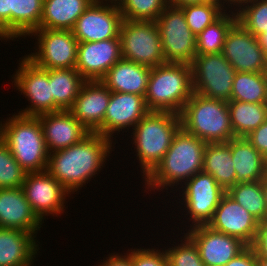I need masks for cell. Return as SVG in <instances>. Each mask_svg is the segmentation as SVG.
I'll list each match as a JSON object with an SVG mask.
<instances>
[{"mask_svg": "<svg viewBox=\"0 0 267 266\" xmlns=\"http://www.w3.org/2000/svg\"><path fill=\"white\" fill-rule=\"evenodd\" d=\"M231 157L236 171V183L261 180L267 170V159L246 137L231 140Z\"/></svg>", "mask_w": 267, "mask_h": 266, "instance_id": "cell-25", "label": "cell"}, {"mask_svg": "<svg viewBox=\"0 0 267 266\" xmlns=\"http://www.w3.org/2000/svg\"><path fill=\"white\" fill-rule=\"evenodd\" d=\"M204 2H206V0H168L169 5L176 8H182L193 4H202Z\"/></svg>", "mask_w": 267, "mask_h": 266, "instance_id": "cell-45", "label": "cell"}, {"mask_svg": "<svg viewBox=\"0 0 267 266\" xmlns=\"http://www.w3.org/2000/svg\"><path fill=\"white\" fill-rule=\"evenodd\" d=\"M0 124V138L21 167L28 172L47 170L49 152L38 117L21 114Z\"/></svg>", "mask_w": 267, "mask_h": 266, "instance_id": "cell-5", "label": "cell"}, {"mask_svg": "<svg viewBox=\"0 0 267 266\" xmlns=\"http://www.w3.org/2000/svg\"><path fill=\"white\" fill-rule=\"evenodd\" d=\"M42 128L48 152L65 149L79 143L91 132L69 110L37 116Z\"/></svg>", "mask_w": 267, "mask_h": 266, "instance_id": "cell-20", "label": "cell"}, {"mask_svg": "<svg viewBox=\"0 0 267 266\" xmlns=\"http://www.w3.org/2000/svg\"><path fill=\"white\" fill-rule=\"evenodd\" d=\"M42 221L34 213L20 188L0 189V227L35 234ZM40 226V227H39Z\"/></svg>", "mask_w": 267, "mask_h": 266, "instance_id": "cell-22", "label": "cell"}, {"mask_svg": "<svg viewBox=\"0 0 267 266\" xmlns=\"http://www.w3.org/2000/svg\"><path fill=\"white\" fill-rule=\"evenodd\" d=\"M246 138L267 159V119Z\"/></svg>", "mask_w": 267, "mask_h": 266, "instance_id": "cell-42", "label": "cell"}, {"mask_svg": "<svg viewBox=\"0 0 267 266\" xmlns=\"http://www.w3.org/2000/svg\"><path fill=\"white\" fill-rule=\"evenodd\" d=\"M121 58L120 38L79 42L75 68L86 81L101 80Z\"/></svg>", "mask_w": 267, "mask_h": 266, "instance_id": "cell-18", "label": "cell"}, {"mask_svg": "<svg viewBox=\"0 0 267 266\" xmlns=\"http://www.w3.org/2000/svg\"><path fill=\"white\" fill-rule=\"evenodd\" d=\"M111 91L100 81H85L69 111L91 133L104 136V116Z\"/></svg>", "mask_w": 267, "mask_h": 266, "instance_id": "cell-17", "label": "cell"}, {"mask_svg": "<svg viewBox=\"0 0 267 266\" xmlns=\"http://www.w3.org/2000/svg\"><path fill=\"white\" fill-rule=\"evenodd\" d=\"M43 0H13L11 10V39L30 35L39 29Z\"/></svg>", "mask_w": 267, "mask_h": 266, "instance_id": "cell-31", "label": "cell"}, {"mask_svg": "<svg viewBox=\"0 0 267 266\" xmlns=\"http://www.w3.org/2000/svg\"><path fill=\"white\" fill-rule=\"evenodd\" d=\"M22 189L34 213L42 221L43 216L60 214L68 191L47 171L28 172Z\"/></svg>", "mask_w": 267, "mask_h": 266, "instance_id": "cell-15", "label": "cell"}, {"mask_svg": "<svg viewBox=\"0 0 267 266\" xmlns=\"http://www.w3.org/2000/svg\"><path fill=\"white\" fill-rule=\"evenodd\" d=\"M49 81L51 82V95L55 101L56 112L69 110L72 107L86 80L74 67L49 69Z\"/></svg>", "mask_w": 267, "mask_h": 266, "instance_id": "cell-28", "label": "cell"}, {"mask_svg": "<svg viewBox=\"0 0 267 266\" xmlns=\"http://www.w3.org/2000/svg\"><path fill=\"white\" fill-rule=\"evenodd\" d=\"M226 193L244 207L258 221L267 218V206L261 180L236 183Z\"/></svg>", "mask_w": 267, "mask_h": 266, "instance_id": "cell-33", "label": "cell"}, {"mask_svg": "<svg viewBox=\"0 0 267 266\" xmlns=\"http://www.w3.org/2000/svg\"><path fill=\"white\" fill-rule=\"evenodd\" d=\"M180 128L179 114L158 111H150L134 126L133 144L145 178L162 161Z\"/></svg>", "mask_w": 267, "mask_h": 266, "instance_id": "cell-6", "label": "cell"}, {"mask_svg": "<svg viewBox=\"0 0 267 266\" xmlns=\"http://www.w3.org/2000/svg\"><path fill=\"white\" fill-rule=\"evenodd\" d=\"M26 175L27 171L16 161L8 146L0 138V189L22 187Z\"/></svg>", "mask_w": 267, "mask_h": 266, "instance_id": "cell-37", "label": "cell"}, {"mask_svg": "<svg viewBox=\"0 0 267 266\" xmlns=\"http://www.w3.org/2000/svg\"><path fill=\"white\" fill-rule=\"evenodd\" d=\"M206 1H211V2H215V3H218L220 5H222L221 1L220 0H206ZM225 1V0H224Z\"/></svg>", "mask_w": 267, "mask_h": 266, "instance_id": "cell-51", "label": "cell"}, {"mask_svg": "<svg viewBox=\"0 0 267 266\" xmlns=\"http://www.w3.org/2000/svg\"><path fill=\"white\" fill-rule=\"evenodd\" d=\"M207 143L182 128L174 135L171 146L162 161L145 178L153 190L187 181L203 170L204 150Z\"/></svg>", "mask_w": 267, "mask_h": 266, "instance_id": "cell-2", "label": "cell"}, {"mask_svg": "<svg viewBox=\"0 0 267 266\" xmlns=\"http://www.w3.org/2000/svg\"><path fill=\"white\" fill-rule=\"evenodd\" d=\"M149 112L144 96L111 92L104 116V137L111 139L114 131L119 132L123 128L134 127Z\"/></svg>", "mask_w": 267, "mask_h": 266, "instance_id": "cell-21", "label": "cell"}, {"mask_svg": "<svg viewBox=\"0 0 267 266\" xmlns=\"http://www.w3.org/2000/svg\"><path fill=\"white\" fill-rule=\"evenodd\" d=\"M258 223L252 214L225 193L207 225L215 231L237 237L250 246L257 234Z\"/></svg>", "mask_w": 267, "mask_h": 266, "instance_id": "cell-19", "label": "cell"}, {"mask_svg": "<svg viewBox=\"0 0 267 266\" xmlns=\"http://www.w3.org/2000/svg\"><path fill=\"white\" fill-rule=\"evenodd\" d=\"M164 252L155 249H131L132 266H169L167 254Z\"/></svg>", "mask_w": 267, "mask_h": 266, "instance_id": "cell-39", "label": "cell"}, {"mask_svg": "<svg viewBox=\"0 0 267 266\" xmlns=\"http://www.w3.org/2000/svg\"><path fill=\"white\" fill-rule=\"evenodd\" d=\"M156 24L165 61L190 64L196 56V36L189 29L183 11L169 5Z\"/></svg>", "mask_w": 267, "mask_h": 266, "instance_id": "cell-9", "label": "cell"}, {"mask_svg": "<svg viewBox=\"0 0 267 266\" xmlns=\"http://www.w3.org/2000/svg\"><path fill=\"white\" fill-rule=\"evenodd\" d=\"M33 236L19 229L0 227V266H31L38 251Z\"/></svg>", "mask_w": 267, "mask_h": 266, "instance_id": "cell-24", "label": "cell"}, {"mask_svg": "<svg viewBox=\"0 0 267 266\" xmlns=\"http://www.w3.org/2000/svg\"><path fill=\"white\" fill-rule=\"evenodd\" d=\"M250 247L259 259H267V218L259 221L257 234Z\"/></svg>", "mask_w": 267, "mask_h": 266, "instance_id": "cell-40", "label": "cell"}, {"mask_svg": "<svg viewBox=\"0 0 267 266\" xmlns=\"http://www.w3.org/2000/svg\"><path fill=\"white\" fill-rule=\"evenodd\" d=\"M119 37L122 58L151 68L166 63L156 21L123 20Z\"/></svg>", "mask_w": 267, "mask_h": 266, "instance_id": "cell-7", "label": "cell"}, {"mask_svg": "<svg viewBox=\"0 0 267 266\" xmlns=\"http://www.w3.org/2000/svg\"><path fill=\"white\" fill-rule=\"evenodd\" d=\"M14 75L15 86L31 101L28 107L18 114L24 116H39L41 114L55 112V101L51 95V82L49 81V69L36 66L27 57L21 61L20 67Z\"/></svg>", "mask_w": 267, "mask_h": 266, "instance_id": "cell-13", "label": "cell"}, {"mask_svg": "<svg viewBox=\"0 0 267 266\" xmlns=\"http://www.w3.org/2000/svg\"><path fill=\"white\" fill-rule=\"evenodd\" d=\"M185 206L193 219V226L207 225L214 216L222 196L226 193L211 174L196 173L185 182Z\"/></svg>", "mask_w": 267, "mask_h": 266, "instance_id": "cell-14", "label": "cell"}, {"mask_svg": "<svg viewBox=\"0 0 267 266\" xmlns=\"http://www.w3.org/2000/svg\"><path fill=\"white\" fill-rule=\"evenodd\" d=\"M111 147L110 138L90 133L79 143L52 152L53 154L50 152L47 171L69 193L77 191L99 172Z\"/></svg>", "mask_w": 267, "mask_h": 266, "instance_id": "cell-1", "label": "cell"}, {"mask_svg": "<svg viewBox=\"0 0 267 266\" xmlns=\"http://www.w3.org/2000/svg\"><path fill=\"white\" fill-rule=\"evenodd\" d=\"M185 242L181 246L165 250L169 266H205L200 258L199 250L194 240L185 234Z\"/></svg>", "mask_w": 267, "mask_h": 266, "instance_id": "cell-38", "label": "cell"}, {"mask_svg": "<svg viewBox=\"0 0 267 266\" xmlns=\"http://www.w3.org/2000/svg\"><path fill=\"white\" fill-rule=\"evenodd\" d=\"M222 5L206 1L202 4L187 5L180 8L185 16L186 23L192 33L197 36L207 26L218 20L225 12Z\"/></svg>", "mask_w": 267, "mask_h": 266, "instance_id": "cell-35", "label": "cell"}, {"mask_svg": "<svg viewBox=\"0 0 267 266\" xmlns=\"http://www.w3.org/2000/svg\"><path fill=\"white\" fill-rule=\"evenodd\" d=\"M222 54L236 72H267L266 53L258 38L238 21L226 35Z\"/></svg>", "mask_w": 267, "mask_h": 266, "instance_id": "cell-12", "label": "cell"}, {"mask_svg": "<svg viewBox=\"0 0 267 266\" xmlns=\"http://www.w3.org/2000/svg\"><path fill=\"white\" fill-rule=\"evenodd\" d=\"M261 182L263 184V191H264L265 202H266V206H267V170L265 172L264 177L261 179Z\"/></svg>", "mask_w": 267, "mask_h": 266, "instance_id": "cell-46", "label": "cell"}, {"mask_svg": "<svg viewBox=\"0 0 267 266\" xmlns=\"http://www.w3.org/2000/svg\"><path fill=\"white\" fill-rule=\"evenodd\" d=\"M202 171L211 174L226 191L236 184V171L231 157V140L226 143H207Z\"/></svg>", "mask_w": 267, "mask_h": 266, "instance_id": "cell-27", "label": "cell"}, {"mask_svg": "<svg viewBox=\"0 0 267 266\" xmlns=\"http://www.w3.org/2000/svg\"><path fill=\"white\" fill-rule=\"evenodd\" d=\"M150 73L151 67L121 58L100 81L111 92L145 96Z\"/></svg>", "mask_w": 267, "mask_h": 266, "instance_id": "cell-23", "label": "cell"}, {"mask_svg": "<svg viewBox=\"0 0 267 266\" xmlns=\"http://www.w3.org/2000/svg\"><path fill=\"white\" fill-rule=\"evenodd\" d=\"M226 2L228 1H230V4H239V6H240V4H241V6H242V4H244V3H247V2H250L251 0H225Z\"/></svg>", "mask_w": 267, "mask_h": 266, "instance_id": "cell-47", "label": "cell"}, {"mask_svg": "<svg viewBox=\"0 0 267 266\" xmlns=\"http://www.w3.org/2000/svg\"><path fill=\"white\" fill-rule=\"evenodd\" d=\"M187 234L196 243L205 266H225L248 247L239 238L215 231L208 225L193 226Z\"/></svg>", "mask_w": 267, "mask_h": 266, "instance_id": "cell-16", "label": "cell"}, {"mask_svg": "<svg viewBox=\"0 0 267 266\" xmlns=\"http://www.w3.org/2000/svg\"><path fill=\"white\" fill-rule=\"evenodd\" d=\"M257 38L258 41H267V32L260 34Z\"/></svg>", "mask_w": 267, "mask_h": 266, "instance_id": "cell-50", "label": "cell"}, {"mask_svg": "<svg viewBox=\"0 0 267 266\" xmlns=\"http://www.w3.org/2000/svg\"><path fill=\"white\" fill-rule=\"evenodd\" d=\"M225 266H257V256L253 249L248 246L237 257L231 259Z\"/></svg>", "mask_w": 267, "mask_h": 266, "instance_id": "cell-43", "label": "cell"}, {"mask_svg": "<svg viewBox=\"0 0 267 266\" xmlns=\"http://www.w3.org/2000/svg\"><path fill=\"white\" fill-rule=\"evenodd\" d=\"M235 137H246L267 119V103L228 102Z\"/></svg>", "mask_w": 267, "mask_h": 266, "instance_id": "cell-29", "label": "cell"}, {"mask_svg": "<svg viewBox=\"0 0 267 266\" xmlns=\"http://www.w3.org/2000/svg\"><path fill=\"white\" fill-rule=\"evenodd\" d=\"M94 0H43L39 29L72 30Z\"/></svg>", "mask_w": 267, "mask_h": 266, "instance_id": "cell-26", "label": "cell"}, {"mask_svg": "<svg viewBox=\"0 0 267 266\" xmlns=\"http://www.w3.org/2000/svg\"><path fill=\"white\" fill-rule=\"evenodd\" d=\"M190 67L194 93L207 98L231 101L236 71L222 53L196 55Z\"/></svg>", "mask_w": 267, "mask_h": 266, "instance_id": "cell-8", "label": "cell"}, {"mask_svg": "<svg viewBox=\"0 0 267 266\" xmlns=\"http://www.w3.org/2000/svg\"><path fill=\"white\" fill-rule=\"evenodd\" d=\"M102 2V3H101ZM114 4L102 5L104 2L94 0L84 13L77 19L73 35L78 42H96L120 38V27L123 17L115 1Z\"/></svg>", "mask_w": 267, "mask_h": 266, "instance_id": "cell-11", "label": "cell"}, {"mask_svg": "<svg viewBox=\"0 0 267 266\" xmlns=\"http://www.w3.org/2000/svg\"><path fill=\"white\" fill-rule=\"evenodd\" d=\"M234 14L224 13L196 36V55L222 53L226 35L237 22V14Z\"/></svg>", "mask_w": 267, "mask_h": 266, "instance_id": "cell-32", "label": "cell"}, {"mask_svg": "<svg viewBox=\"0 0 267 266\" xmlns=\"http://www.w3.org/2000/svg\"><path fill=\"white\" fill-rule=\"evenodd\" d=\"M193 93L190 64L166 62L151 68L144 97L150 111L180 114Z\"/></svg>", "mask_w": 267, "mask_h": 266, "instance_id": "cell-3", "label": "cell"}, {"mask_svg": "<svg viewBox=\"0 0 267 266\" xmlns=\"http://www.w3.org/2000/svg\"><path fill=\"white\" fill-rule=\"evenodd\" d=\"M257 266H267V259L257 258Z\"/></svg>", "mask_w": 267, "mask_h": 266, "instance_id": "cell-49", "label": "cell"}, {"mask_svg": "<svg viewBox=\"0 0 267 266\" xmlns=\"http://www.w3.org/2000/svg\"><path fill=\"white\" fill-rule=\"evenodd\" d=\"M123 20L156 21L169 6L168 0H117Z\"/></svg>", "mask_w": 267, "mask_h": 266, "instance_id": "cell-34", "label": "cell"}, {"mask_svg": "<svg viewBox=\"0 0 267 266\" xmlns=\"http://www.w3.org/2000/svg\"><path fill=\"white\" fill-rule=\"evenodd\" d=\"M39 51L26 56L42 69L74 68L77 63L78 40L72 30L36 29Z\"/></svg>", "mask_w": 267, "mask_h": 266, "instance_id": "cell-10", "label": "cell"}, {"mask_svg": "<svg viewBox=\"0 0 267 266\" xmlns=\"http://www.w3.org/2000/svg\"><path fill=\"white\" fill-rule=\"evenodd\" d=\"M246 4L247 6L236 12L237 21L249 33L258 37L267 32V0H251Z\"/></svg>", "mask_w": 267, "mask_h": 266, "instance_id": "cell-36", "label": "cell"}, {"mask_svg": "<svg viewBox=\"0 0 267 266\" xmlns=\"http://www.w3.org/2000/svg\"><path fill=\"white\" fill-rule=\"evenodd\" d=\"M231 100L247 103H267V72H236Z\"/></svg>", "mask_w": 267, "mask_h": 266, "instance_id": "cell-30", "label": "cell"}, {"mask_svg": "<svg viewBox=\"0 0 267 266\" xmlns=\"http://www.w3.org/2000/svg\"><path fill=\"white\" fill-rule=\"evenodd\" d=\"M259 44L266 53V61H267V41H259Z\"/></svg>", "mask_w": 267, "mask_h": 266, "instance_id": "cell-48", "label": "cell"}, {"mask_svg": "<svg viewBox=\"0 0 267 266\" xmlns=\"http://www.w3.org/2000/svg\"><path fill=\"white\" fill-rule=\"evenodd\" d=\"M179 116L181 128L205 143H226L235 138L226 101L193 93Z\"/></svg>", "mask_w": 267, "mask_h": 266, "instance_id": "cell-4", "label": "cell"}, {"mask_svg": "<svg viewBox=\"0 0 267 266\" xmlns=\"http://www.w3.org/2000/svg\"><path fill=\"white\" fill-rule=\"evenodd\" d=\"M101 265L102 266H132L131 263V253L125 256H119L118 254L108 257Z\"/></svg>", "mask_w": 267, "mask_h": 266, "instance_id": "cell-44", "label": "cell"}, {"mask_svg": "<svg viewBox=\"0 0 267 266\" xmlns=\"http://www.w3.org/2000/svg\"><path fill=\"white\" fill-rule=\"evenodd\" d=\"M11 10H13V0H0L1 39H11Z\"/></svg>", "mask_w": 267, "mask_h": 266, "instance_id": "cell-41", "label": "cell"}]
</instances>
